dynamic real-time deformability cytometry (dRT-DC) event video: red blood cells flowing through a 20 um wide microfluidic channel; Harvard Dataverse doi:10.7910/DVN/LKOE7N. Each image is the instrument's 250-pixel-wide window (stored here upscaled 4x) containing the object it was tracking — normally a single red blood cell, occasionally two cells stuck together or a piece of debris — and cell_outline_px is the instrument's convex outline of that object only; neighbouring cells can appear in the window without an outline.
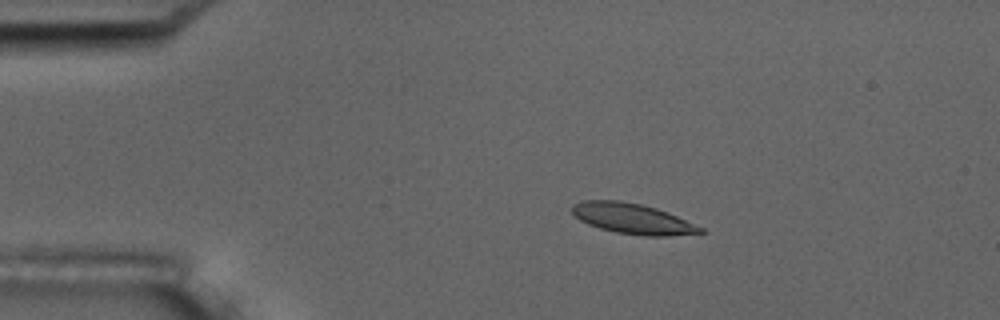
{"species": "common noctule bat (a hibernating species)", "species_latin": "Nyctalus noctula", "temperature_condition": "room temperature", "stored_images_in_passage": 8, "camera_frame_rate_fps": 3000, "um_per_image_px": 0.085, "animal": {"sex": "male", "body_mass_g": 17.5, "forearm_length_mm": 52.3}, "frame": {"image": 1, "passage_image": 3, "time_ms": 2.333, "image_size_px": [1000, 320], "cell_outline_px": [[704, 232], [668, 236], [644, 236], [616, 232], [600, 228], [588, 224], [580, 220], [572, 212], [572, 204], [584, 200], [620, 200], [640, 204], [656, 208], [668, 212], [704, 228]], "centroid_in_image_um": [53.76, 18.58], "position_along_channel_um": 31.2, "area_um2": 22.66}}
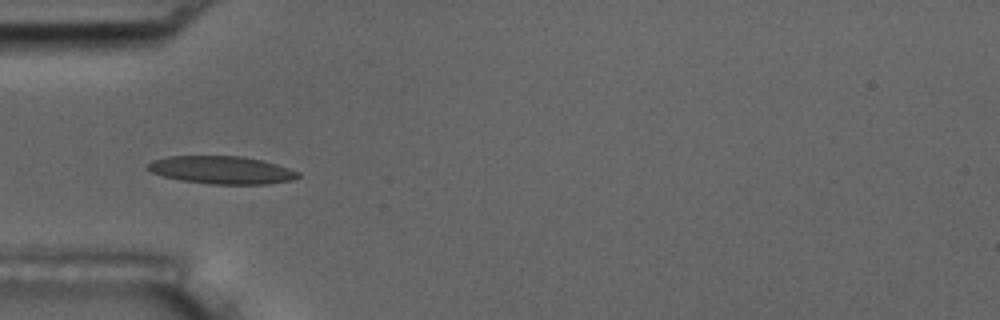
{"frame": {"image": 2, "passage_image": 5, "time_ms": 4.667, "image_size_px": [1000, 320], "cell_outline_px": [[300, 176], [292, 180], [268, 184], [208, 184], [180, 180], [164, 176], [152, 172], [144, 168], [152, 160], [168, 156], [240, 156], [264, 160], [300, 172]], "centroid_in_image_um": [18.83, 14.45], "position_along_channel_um": 66.2, "area_um2": 24.45}}
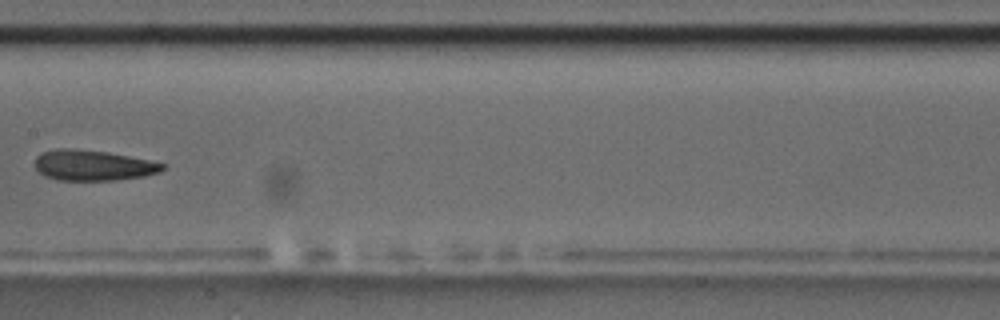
{"frame": {"image": 3, "passage_image": 8, "time_ms": 8.333, "image_size_px": [1000, 320], "cell_outline_px": [[168, 164], [160, 172], [144, 176], [116, 180], [56, 180], [44, 176], [36, 168], [36, 156], [40, 152], [56, 148], [76, 148], [108, 152]], "centroid_in_image_um": [7.89, 14.04], "position_along_channel_um": 199.5, "area_um2": 22.89}}